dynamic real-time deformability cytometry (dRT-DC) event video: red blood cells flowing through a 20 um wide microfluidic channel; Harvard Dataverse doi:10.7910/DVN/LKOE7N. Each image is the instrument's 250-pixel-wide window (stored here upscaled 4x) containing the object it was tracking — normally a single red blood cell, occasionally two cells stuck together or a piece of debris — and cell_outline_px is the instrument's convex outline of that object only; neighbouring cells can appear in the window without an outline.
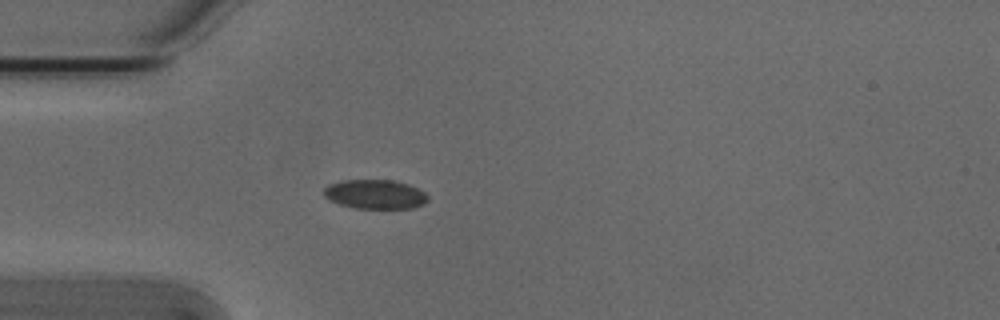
{"species": "Egyptian fruit bat (a non-hibernating species)", "species_latin": "Rousettus aegyptiacus", "temperature_condition": "cold", "stored_images_in_passage": 5, "camera_frame_rate_fps": 3000, "um_per_image_px": 0.085, "animal": {"sex": "male"}, "frame": {"image": 1, "passage_image": 5, "time_ms": 1.333, "image_size_px": [1000, 320], "cell_outline_px": [[428, 200], [424, 204], [412, 208], [356, 208], [340, 204], [328, 200], [324, 196], [324, 188], [328, 184], [340, 180], [392, 180], [408, 184], [424, 192], [428, 196]], "centroid_in_image_um": [31.86, 16.51], "position_along_channel_um": 53.1, "area_um2": 17.74}}